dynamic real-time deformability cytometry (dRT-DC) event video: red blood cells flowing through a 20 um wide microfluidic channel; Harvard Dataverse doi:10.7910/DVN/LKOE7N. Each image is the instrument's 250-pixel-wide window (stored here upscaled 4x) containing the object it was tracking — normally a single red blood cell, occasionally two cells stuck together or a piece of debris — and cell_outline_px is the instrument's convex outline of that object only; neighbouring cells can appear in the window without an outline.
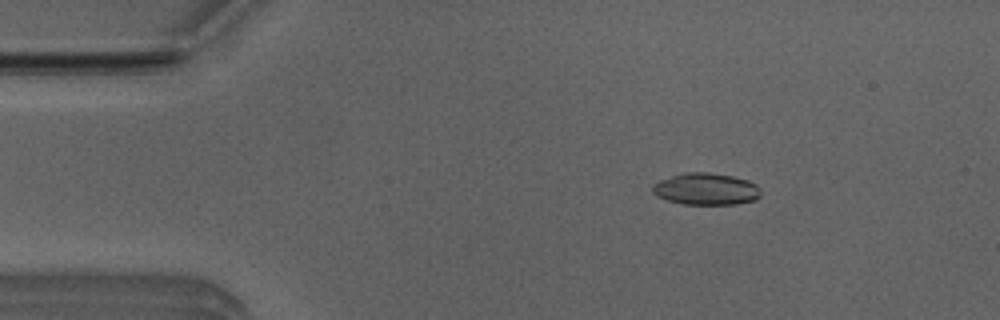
{"species": "Egyptian fruit bat (a non-hibernating species)", "species_latin": "Rousettus aegyptiacus", "temperature_condition": "room temperature", "stored_images_in_passage": 5, "camera_frame_rate_fps": 3000, "um_per_image_px": 0.085, "animal": {"sex": "male"}, "frame": {"image": 1, "passage_image": 2, "time_ms": 0.333, "image_size_px": [1000, 320], "cell_outline_px": [[760, 196], [756, 200], [736, 204], [684, 204], [668, 200], [656, 196], [652, 192], [652, 184], [660, 180], [684, 172], [708, 172], [732, 176], [748, 180], [756, 184], [760, 188]], "centroid_in_image_um": [60.02, 16.06], "position_along_channel_um": 25.0, "area_um2": 20.17}}